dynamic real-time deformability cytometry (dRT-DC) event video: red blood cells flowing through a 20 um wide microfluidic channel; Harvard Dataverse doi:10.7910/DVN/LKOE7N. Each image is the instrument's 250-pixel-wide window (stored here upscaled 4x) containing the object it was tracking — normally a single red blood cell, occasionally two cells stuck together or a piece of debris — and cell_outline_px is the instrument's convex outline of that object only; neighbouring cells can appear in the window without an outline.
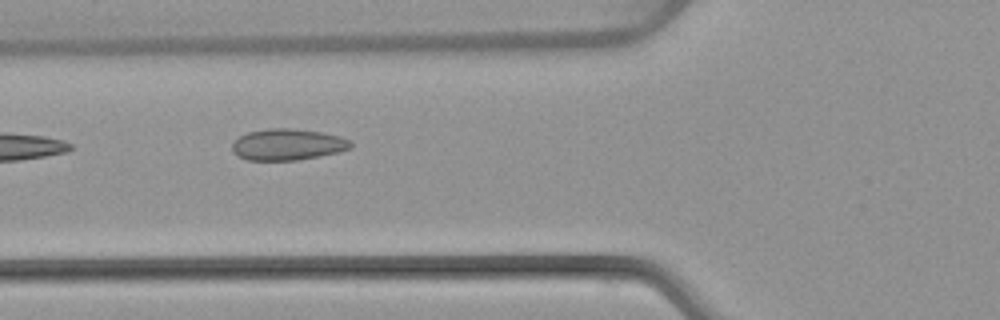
{"species": "common noctule bat (a hibernating species)", "species_latin": "Nyctalus noctula", "temperature_condition": "warm", "stored_images_in_passage": 6, "camera_frame_rate_fps": 3000, "um_per_image_px": 0.085, "animal": {"sex": "female", "body_mass_g": 22.7, "forearm_length_mm": 54.2}, "frame": {"image": 1, "passage_image": 5, "time_ms": 5.667, "image_size_px": [1000, 320], "cell_outline_px": [[352, 148], [340, 152], [320, 156], [296, 160], [248, 160], [232, 152], [232, 140], [248, 132], [268, 128], [292, 128], [320, 132], [340, 136], [348, 140], [352, 144]], "centroid_in_image_um": [24.44, 12.28], "position_along_channel_um": 101.4, "area_um2": 21.73}}
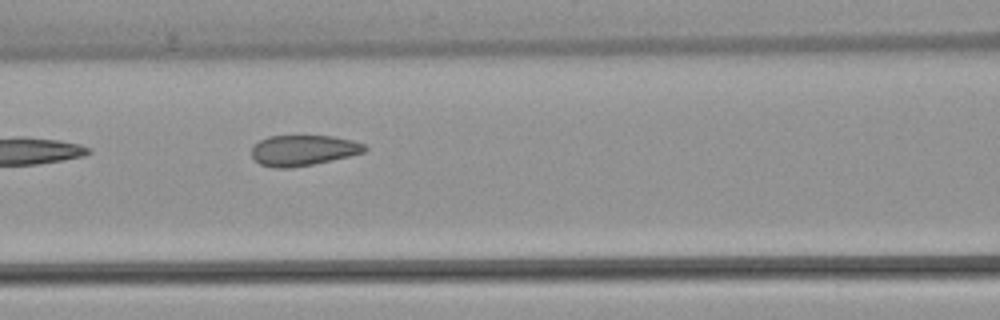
{"frame": {"image": 2, "passage_image": 6, "time_ms": 6.667, "image_size_px": [1000, 320], "cell_outline_px": [[368, 148], [364, 152], [332, 160], [292, 168], [276, 168], [260, 164], [252, 156], [252, 148], [260, 140], [268, 136], [332, 136], [352, 140], [364, 144]], "centroid_in_image_um": [25.78, 12.78], "position_along_channel_um": 140.8, "area_um2": 20.0}}